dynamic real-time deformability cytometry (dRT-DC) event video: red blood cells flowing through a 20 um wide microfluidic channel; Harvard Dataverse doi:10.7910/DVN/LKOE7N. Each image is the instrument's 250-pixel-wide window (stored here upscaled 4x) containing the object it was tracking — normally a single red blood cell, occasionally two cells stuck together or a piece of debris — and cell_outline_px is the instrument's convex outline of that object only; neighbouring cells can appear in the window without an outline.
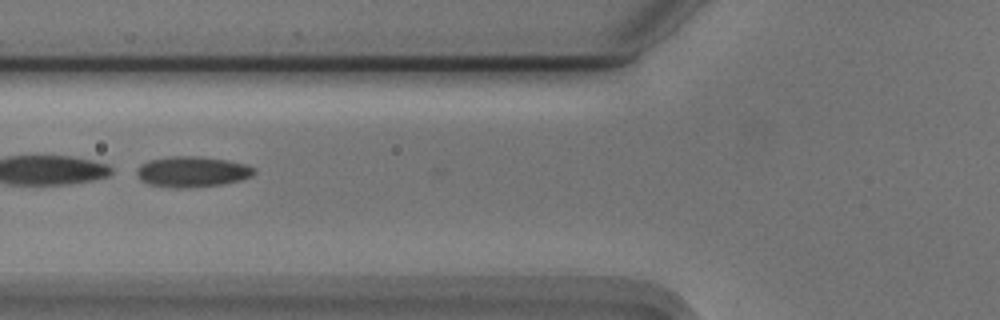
{"species": "Egyptian fruit bat (a non-hibernating species)", "species_latin": "Rousettus aegyptiacus", "temperature_condition": "cold", "stored_images_in_passage": 28, "camera_frame_rate_fps": 3000, "um_per_image_px": 0.085, "animal": {"sex": "male"}, "frame": {"image": 1, "passage_image": 5, "time_ms": 1.333, "image_size_px": [1000, 320], "cell_outline_px": [[256, 172], [252, 176], [240, 180], [220, 184], [188, 188], [172, 188], [148, 184], [140, 180], [136, 176], [136, 168], [140, 164], [148, 160], [172, 156], [200, 156], [228, 160], [248, 164], [256, 168]], "centroid_in_image_um": [16.32, 14.59], "position_along_channel_um": 109.5, "area_um2": 21.33}, "authors_computed_cell_mechanics": {"area_um2": 20.6346, "velocity_mm_per_s": 3.7315, "shape_relaxation_time_tau1_ms": 0.3127, "shape_relaxation_time_tau2_ms": 2.0931, "deformation_change_tau1": 0.2866, "deformation_change_tau2": 0.0973}}